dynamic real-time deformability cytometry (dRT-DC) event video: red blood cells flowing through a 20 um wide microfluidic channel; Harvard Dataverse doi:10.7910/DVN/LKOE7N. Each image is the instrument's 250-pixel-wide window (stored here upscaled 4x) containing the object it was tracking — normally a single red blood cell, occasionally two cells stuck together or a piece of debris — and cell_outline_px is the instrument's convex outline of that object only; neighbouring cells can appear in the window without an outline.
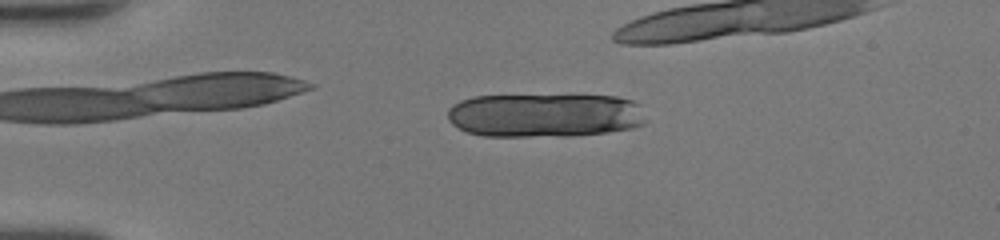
{"species": "human", "species_latin": "Homo sapiens", "temperature_condition": "room temperature", "stored_images_in_passage": 35, "camera_frame_rate_fps": 3000, "um_per_image_px": 0.085, "donor": {"sex": "female"}, "frame": {"image": 1, "passage_image": 6, "time_ms": 1.667, "image_size_px": [1000, 240], "cell_outline_px": [[648, 120], [644, 124], [632, 128], [608, 132], [572, 136], [484, 136], [468, 132], [452, 124], [448, 120], [448, 108], [452, 104], [460, 100], [476, 96], [616, 96], [632, 100], [636, 104]], "centroid_in_image_um": [46.3, 9.81], "position_along_channel_um": 38.7, "area_um2": 50.75}}